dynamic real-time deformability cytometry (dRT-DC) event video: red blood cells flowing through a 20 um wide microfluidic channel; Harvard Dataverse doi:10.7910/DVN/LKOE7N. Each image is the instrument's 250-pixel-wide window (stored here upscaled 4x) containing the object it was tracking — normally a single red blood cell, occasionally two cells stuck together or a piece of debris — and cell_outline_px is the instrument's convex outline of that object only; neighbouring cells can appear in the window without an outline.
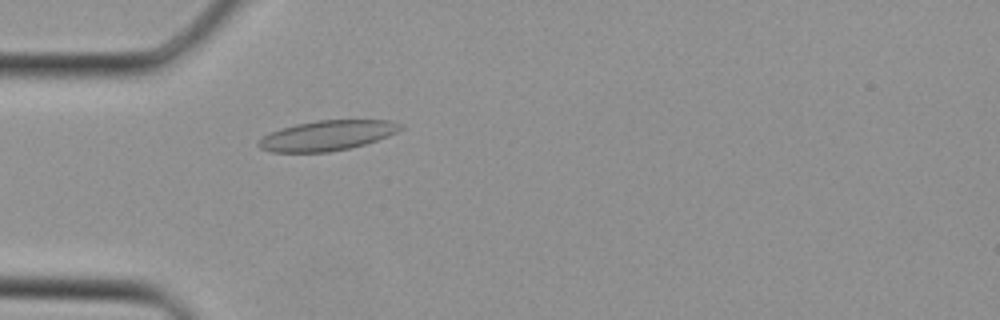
{"species": "Egyptian fruit bat (a non-hibernating species)", "species_latin": "Rousettus aegyptiacus", "temperature_condition": "cold", "stored_images_in_passage": 39, "camera_frame_rate_fps": 3000, "um_per_image_px": 0.085, "animal": {"sex": "female"}, "frame": {"image": 1, "passage_image": 12, "time_ms": 3.667, "image_size_px": [1000, 320], "cell_outline_px": [[404, 128], [388, 136], [364, 144], [348, 148], [328, 152], [272, 152], [260, 148], [256, 144], [268, 132], [280, 128], [296, 124], [316, 120], [388, 120], [400, 124]], "centroid_in_image_um": [27.77, 11.51], "position_along_channel_um": 57.2, "area_um2": 24.74}}
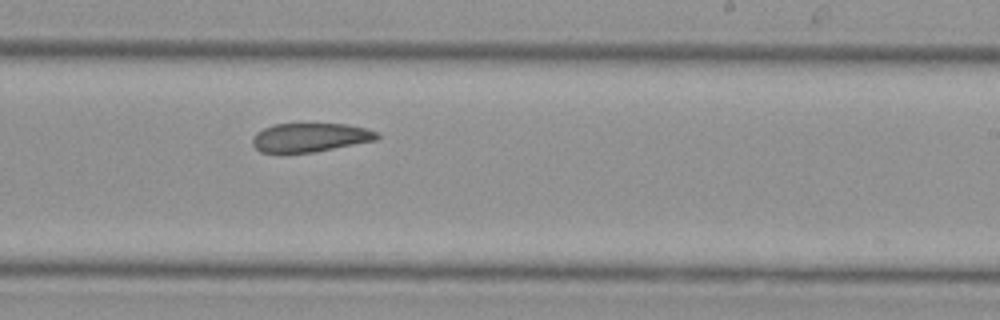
{"frame": {"image": 2, "passage_image": 24, "time_ms": 7.667, "image_size_px": [1000, 320], "cell_outline_px": [[380, 136], [376, 140], [312, 152], [260, 152], [252, 144], [252, 136], [256, 132], [264, 128], [276, 124], [348, 124], [364, 128], [376, 132]], "centroid_in_image_um": [26.33, 11.67], "position_along_channel_um": 262.7, "area_um2": 20.63}}
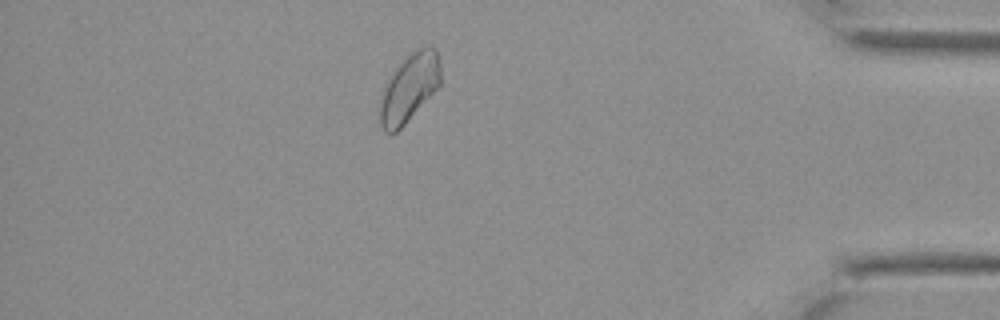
{"frame": {"image": 3, "passage_image": 34, "time_ms": 11.0, "image_size_px": [1000, 320], "cell_outline_px": [[440, 84], [404, 124], [396, 132], [384, 132], [380, 124], [380, 92], [396, 64], [416, 48], [424, 44], [432, 44], [436, 48], [440, 64]], "centroid_in_image_um": [34.77, 7.38], "position_along_channel_um": 400.4, "area_um2": 24.33}}